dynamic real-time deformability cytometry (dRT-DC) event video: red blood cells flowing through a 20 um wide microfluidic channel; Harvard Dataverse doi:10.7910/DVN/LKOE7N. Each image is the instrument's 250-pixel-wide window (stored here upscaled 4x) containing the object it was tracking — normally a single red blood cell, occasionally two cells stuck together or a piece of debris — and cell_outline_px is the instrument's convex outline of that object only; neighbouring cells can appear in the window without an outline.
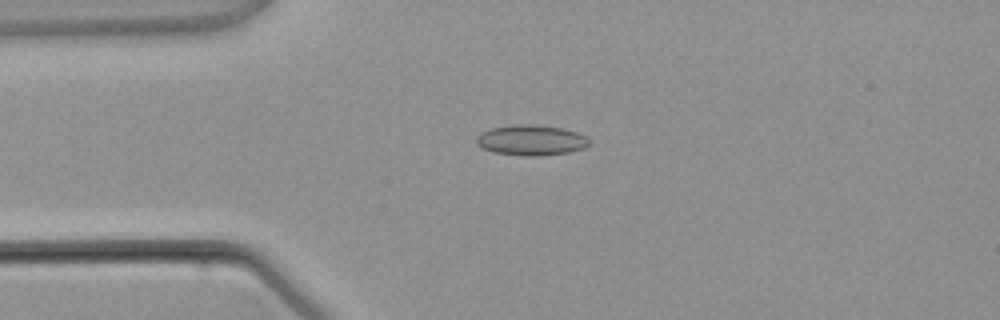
{"species": "common noctule bat (a hibernating species)", "species_latin": "Nyctalus noctula", "temperature_condition": "warm", "stored_images_in_passage": 2, "camera_frame_rate_fps": 3000, "um_per_image_px": 0.085, "animal": {"sex": "male", "body_mass_g": 21.5, "forearm_length_mm": 52.0}, "frame": {"image": 1, "passage_image": 1, "time_ms": 0.0, "image_size_px": [1000, 320], "cell_outline_px": [[588, 144], [584, 148], [568, 152], [536, 156], [524, 156], [492, 152], [476, 144], [476, 136], [480, 132], [492, 128], [516, 124], [536, 124], [560, 128], [576, 132], [588, 136]], "centroid_in_image_um": [45.12, 11.91], "position_along_channel_um": 39.9, "area_um2": 20.0}}